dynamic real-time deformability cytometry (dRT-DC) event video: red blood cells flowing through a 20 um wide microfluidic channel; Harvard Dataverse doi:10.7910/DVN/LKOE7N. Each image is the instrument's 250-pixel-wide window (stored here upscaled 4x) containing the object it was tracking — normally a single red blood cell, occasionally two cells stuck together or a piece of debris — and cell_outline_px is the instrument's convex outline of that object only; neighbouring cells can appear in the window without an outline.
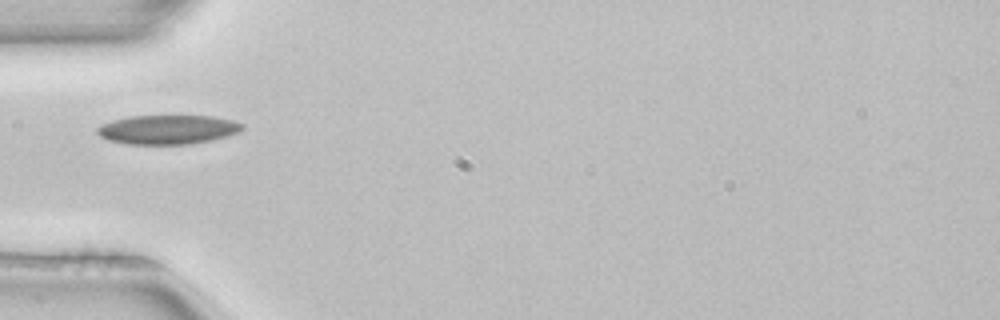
{"species": "common noctule bat (a hibernating species)", "species_latin": "Nyctalus noctula", "temperature_condition": "room temperature", "stored_images_in_passage": 1, "camera_frame_rate_fps": 3000, "um_per_image_px": 0.085, "animal": {"sex": "female", "body_mass_g": 22.7, "forearm_length_mm": 54.2}, "frame": {"image": 1, "passage_image": 1, "time_ms": 0.0, "image_size_px": [1000, 320], "cell_outline_px": [[244, 128], [240, 132], [228, 136], [212, 140], [192, 144], [128, 144], [108, 140], [100, 136], [96, 132], [96, 128], [100, 124], [112, 120], [132, 116], [212, 116], [232, 120], [244, 124]], "centroid_in_image_um": [14.27, 11.01], "position_along_channel_um": 70.7, "area_um2": 24.85}}